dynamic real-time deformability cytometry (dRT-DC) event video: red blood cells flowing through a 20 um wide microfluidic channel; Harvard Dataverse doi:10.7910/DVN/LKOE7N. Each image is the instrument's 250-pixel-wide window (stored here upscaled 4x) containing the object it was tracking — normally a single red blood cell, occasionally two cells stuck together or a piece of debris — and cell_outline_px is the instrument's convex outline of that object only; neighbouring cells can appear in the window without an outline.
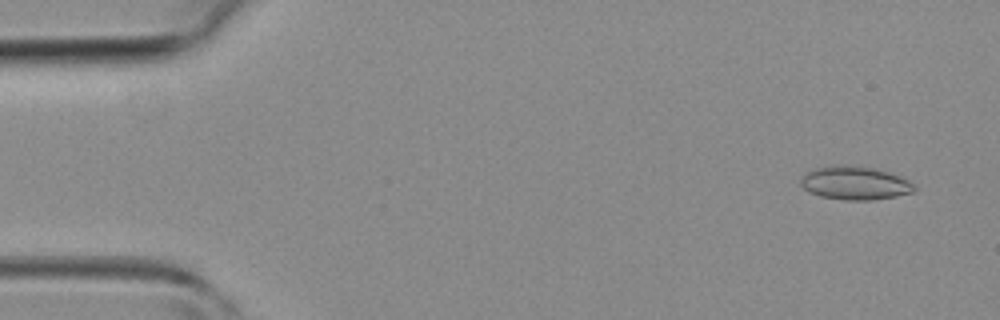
{"species": "common noctule bat (a hibernating species)", "species_latin": "Nyctalus noctula", "temperature_condition": "room temperature", "stored_images_in_passage": 42, "camera_frame_rate_fps": 3000, "um_per_image_px": 0.085, "animal": {"sex": "female", "body_mass_g": 19.3, "forearm_length_mm": 54.1}, "frame": {"image": 1, "passage_image": 3, "time_ms": 0.667, "image_size_px": [1000, 320], "cell_outline_px": [[916, 188], [912, 192], [896, 196], [872, 200], [844, 200], [820, 196], [808, 192], [800, 184], [800, 180], [808, 172], [816, 168], [840, 164], [876, 168], [888, 172], [908, 180]], "centroid_in_image_um": [72.65, 15.56], "position_along_channel_um": 12.3, "area_um2": 21.96}}
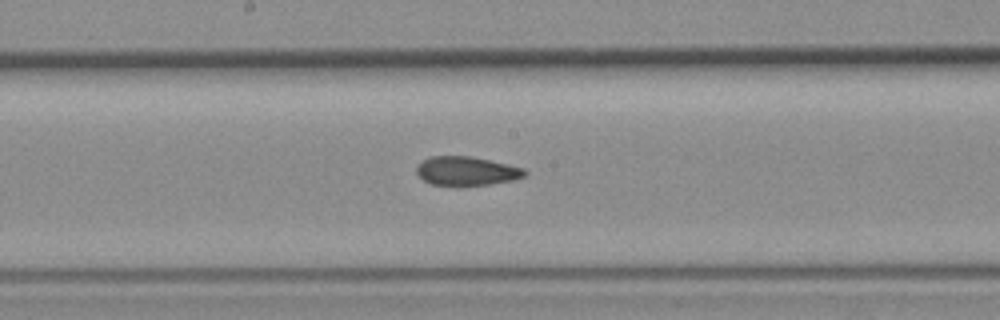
{"frame": {"image": 2, "passage_image": 22, "time_ms": 7.0, "image_size_px": [1000, 320], "cell_outline_px": [[528, 172], [524, 176], [512, 180], [492, 184], [432, 184], [424, 180], [416, 172], [416, 168], [424, 160], [432, 156], [468, 156], [508, 164], [524, 168]], "centroid_in_image_um": [39.69, 14.52], "position_along_channel_um": 208.5, "area_um2": 17.69}}
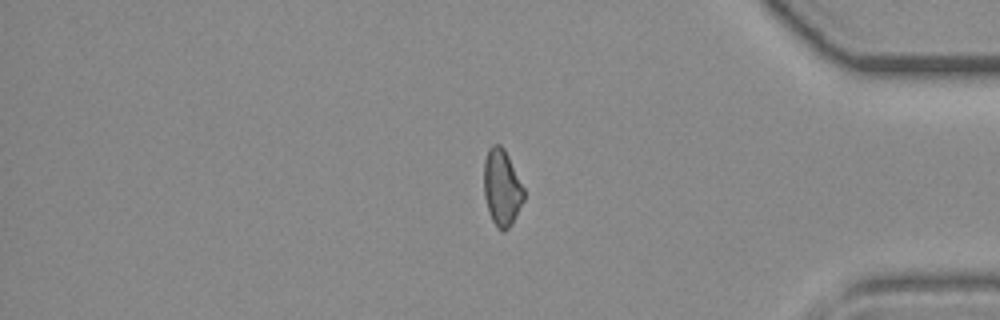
{"frame": {"image": 3, "passage_image": 35, "time_ms": 11.333, "image_size_px": [1000, 320], "cell_outline_px": [[524, 200], [512, 224], [504, 232], [500, 232], [496, 228], [488, 212], [484, 196], [484, 160], [488, 148], [492, 144], [500, 144], [504, 148], [524, 188]], "centroid_in_image_um": [42.64, 15.97], "position_along_channel_um": 392.6, "area_um2": 18.03}}